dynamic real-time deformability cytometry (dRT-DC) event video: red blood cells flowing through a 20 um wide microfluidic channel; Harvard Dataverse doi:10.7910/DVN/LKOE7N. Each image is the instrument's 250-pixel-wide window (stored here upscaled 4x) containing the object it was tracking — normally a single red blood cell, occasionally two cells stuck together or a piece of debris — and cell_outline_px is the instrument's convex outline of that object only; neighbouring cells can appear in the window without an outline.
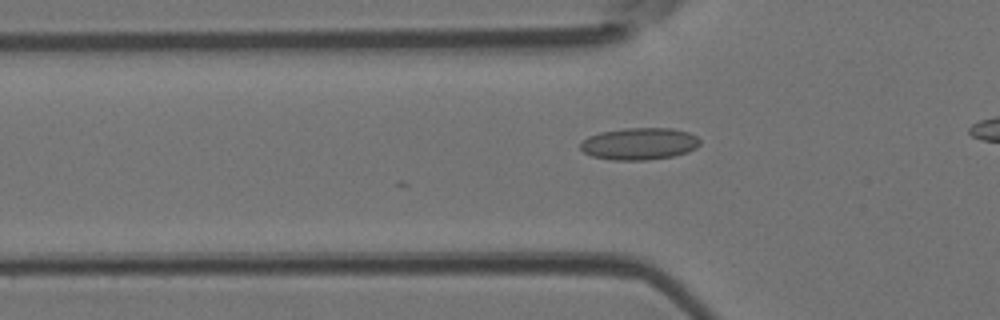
{"species": "Egyptian fruit bat (a non-hibernating species)", "species_latin": "Rousettus aegyptiacus", "temperature_condition": "room temperature", "stored_images_in_passage": 15, "camera_frame_rate_fps": 3000, "um_per_image_px": 0.085, "animal": {"sex": "female"}, "frame": {"image": 1, "passage_image": 10, "time_ms": 3.0, "image_size_px": [1000, 320], "cell_outline_px": [[700, 144], [696, 148], [688, 152], [672, 156], [644, 160], [612, 160], [592, 156], [584, 152], [580, 148], [580, 144], [588, 136], [600, 132], [624, 128], [672, 128], [688, 132], [696, 136], [700, 140]], "centroid_in_image_um": [54.34, 12.21], "position_along_channel_um": 71.5, "area_um2": 22.31}}
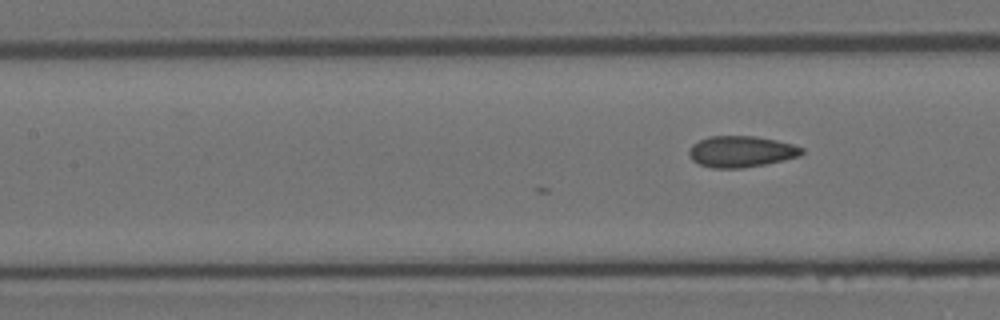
{"frame": {"image": 2, "passage_image": 15, "time_ms": 4.667, "image_size_px": [1000, 320], "cell_outline_px": [[804, 152], [800, 156], [784, 160], [764, 164], [740, 168], [712, 168], [700, 164], [692, 160], [688, 156], [688, 148], [692, 144], [708, 136], [756, 136], [776, 140], [792, 144], [804, 148]], "centroid_in_image_um": [62.98, 12.88], "position_along_channel_um": 144.4, "area_um2": 20.63}}